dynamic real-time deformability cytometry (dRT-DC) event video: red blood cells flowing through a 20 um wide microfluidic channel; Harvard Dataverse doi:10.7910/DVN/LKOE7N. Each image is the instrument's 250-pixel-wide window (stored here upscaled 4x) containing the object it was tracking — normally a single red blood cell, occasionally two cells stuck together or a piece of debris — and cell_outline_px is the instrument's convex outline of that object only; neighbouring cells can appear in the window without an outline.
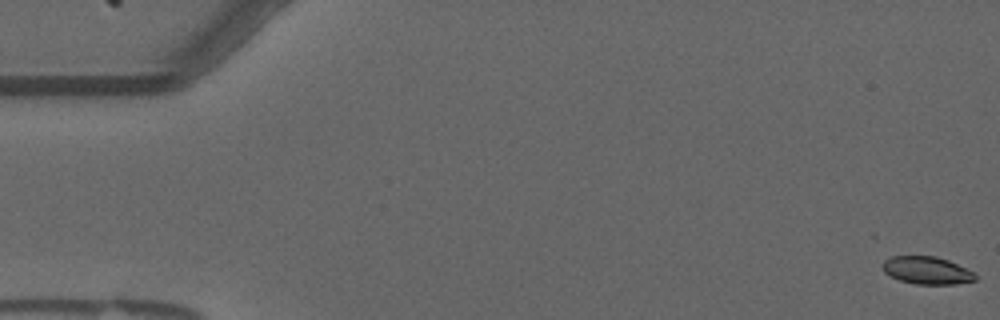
{"species": "common noctule bat (a hibernating species)", "species_latin": "Nyctalus noctula", "temperature_condition": "warm", "stored_images_in_passage": 57, "segment_of_instrument_passage": [1, 2], "camera_frame_rate_fps": 3000, "um_per_image_px": 0.085, "animal": {"sex": "male", "forearm_length_mm": 52.5}, "frame": {"image": 1, "passage_image": 1, "time_ms": 0.0, "image_size_px": [1000, 320], "cell_outline_px": [[976, 280], [956, 284], [916, 284], [900, 280], [884, 272], [884, 260], [892, 256], [936, 256], [948, 260], [972, 272], [976, 276]], "centroid_in_image_um": [78.78, 22.98], "position_along_channel_um": 6.2, "area_um2": 14.62}}
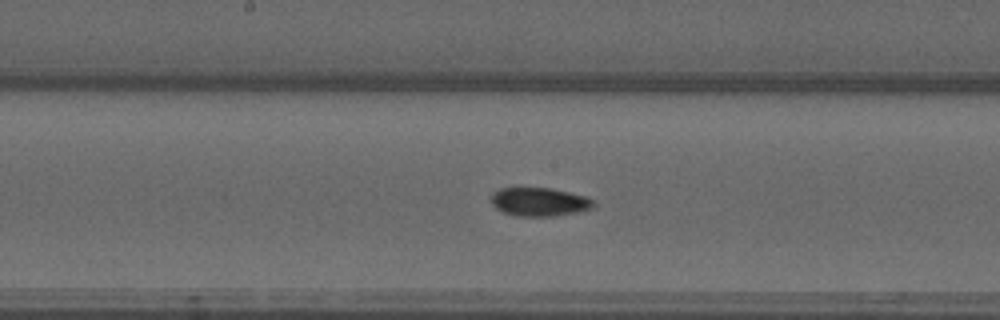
{"frame": {"image": 2, "passage_image": 29, "time_ms": 9.333, "image_size_px": [1000, 320], "cell_outline_px": [[596, 204], [592, 208], [576, 212], [556, 216], [516, 216], [504, 212], [496, 208], [492, 204], [492, 192], [500, 188], [552, 188], [584, 196], [592, 200]], "centroid_in_image_um": [45.83, 17.16], "position_along_channel_um": 202.4, "area_um2": 16.94}}
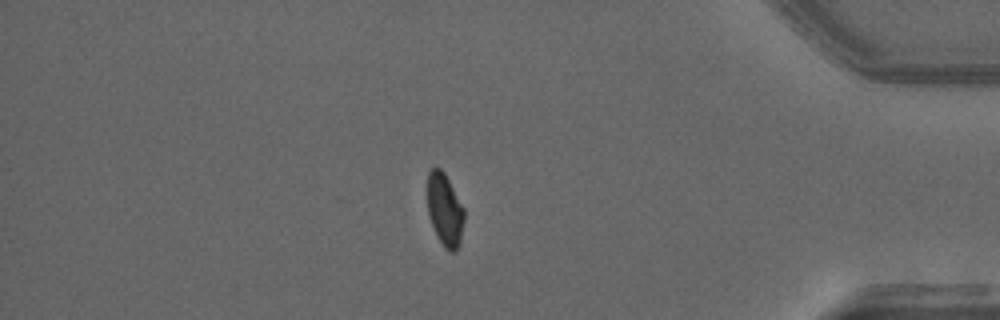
{"frame": {"image": 3, "passage_image": 48, "time_ms": 15.667, "image_size_px": [1000, 320], "cell_outline_px": [[464, 220], [460, 240], [456, 252], [448, 252], [444, 248], [436, 236], [428, 216], [428, 172], [432, 168], [440, 168], [444, 172], [464, 208]], "centroid_in_image_um": [37.8, 17.87], "position_along_channel_um": 397.4, "area_um2": 15.61}}